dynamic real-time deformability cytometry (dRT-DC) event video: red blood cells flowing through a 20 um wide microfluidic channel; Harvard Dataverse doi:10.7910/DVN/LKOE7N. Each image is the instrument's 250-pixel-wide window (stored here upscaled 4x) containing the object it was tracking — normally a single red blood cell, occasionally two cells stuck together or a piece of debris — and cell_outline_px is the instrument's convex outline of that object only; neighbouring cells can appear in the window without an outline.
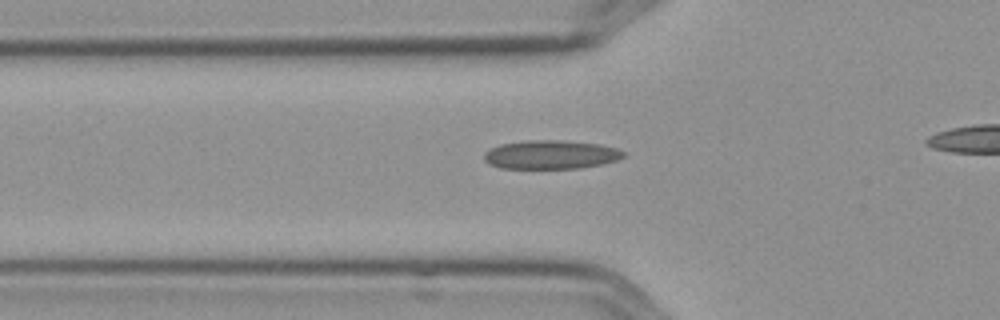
{"species": "Egyptian fruit bat (a non-hibernating species)", "species_latin": "Rousettus aegyptiacus", "temperature_condition": "cold", "stored_images_in_passage": 5, "segment_of_instrument_passage": [1, 2], "camera_frame_rate_fps": 3000, "um_per_image_px": 0.085, "frame": {"image": 1, "passage_image": 4, "time_ms": 1.0, "image_size_px": [1000, 320], "cell_outline_px": [[624, 156], [616, 160], [600, 164], [580, 168], [500, 168], [488, 164], [484, 160], [484, 152], [488, 148], [500, 144], [528, 140], [560, 140], [600, 144], [616, 148], [624, 152]], "centroid_in_image_um": [46.76, 13.14], "position_along_channel_um": 79.0, "area_um2": 23.35}}